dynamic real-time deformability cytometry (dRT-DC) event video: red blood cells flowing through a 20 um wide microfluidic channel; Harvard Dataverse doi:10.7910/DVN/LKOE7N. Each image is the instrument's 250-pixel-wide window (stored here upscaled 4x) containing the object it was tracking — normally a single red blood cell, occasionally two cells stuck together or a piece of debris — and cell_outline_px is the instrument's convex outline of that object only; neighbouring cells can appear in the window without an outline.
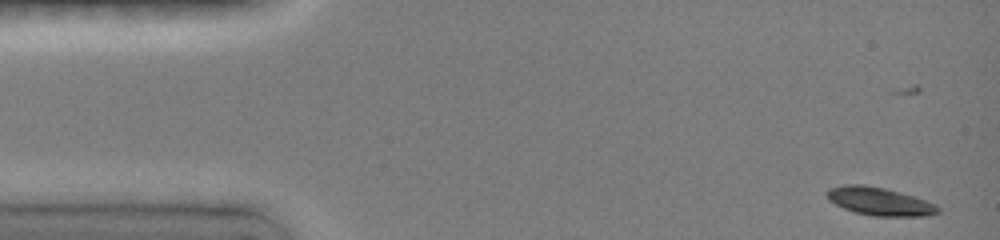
{"species": "common noctule bat (a hibernating species)", "species_latin": "Nyctalus noctula", "temperature_condition": "room temperature", "stored_images_in_passage": 24, "camera_frame_rate_fps": 3000, "um_per_image_px": 0.085, "animal": {"sex": "female", "body_mass_g": 19.0, "forearm_length_mm": 51.5}, "frame": {"image": 1, "passage_image": 1, "time_ms": 0.0, "image_size_px": [1000, 240], "cell_outline_px": [[940, 212], [924, 216], [872, 216], [856, 212], [844, 208], [828, 200], [828, 188], [844, 184], [864, 184], [884, 188], [900, 192], [936, 204], [940, 208]], "centroid_in_image_um": [74.76, 17.11], "position_along_channel_um": 10.2, "area_um2": 18.03}}
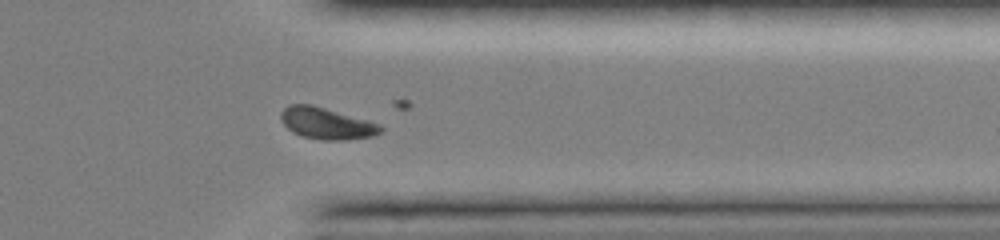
{"frame": {"image": 2, "passage_image": 19, "time_ms": 12.0, "image_size_px": [1000, 240], "cell_outline_px": [[384, 128], [380, 132], [372, 136], [344, 140], [324, 140], [304, 136], [292, 132], [280, 120], [280, 112], [288, 104], [312, 104], [380, 124]], "centroid_in_image_um": [27.72, 10.48], "position_along_channel_um": 383.7, "area_um2": 18.21}}
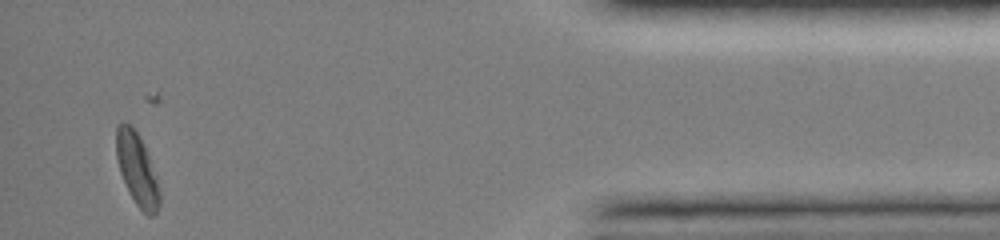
{"frame": {"image": 3, "passage_image": 23, "time_ms": 14.333, "image_size_px": [1000, 240], "cell_outline_px": [[160, 204], [156, 212], [152, 216], [148, 216], [136, 204], [120, 172], [116, 156], [116, 124], [120, 120], [124, 120], [136, 132], [148, 152], [160, 192]], "centroid_in_image_um": [11.64, 14.35], "position_along_channel_um": 423.6, "area_um2": 17.98}}